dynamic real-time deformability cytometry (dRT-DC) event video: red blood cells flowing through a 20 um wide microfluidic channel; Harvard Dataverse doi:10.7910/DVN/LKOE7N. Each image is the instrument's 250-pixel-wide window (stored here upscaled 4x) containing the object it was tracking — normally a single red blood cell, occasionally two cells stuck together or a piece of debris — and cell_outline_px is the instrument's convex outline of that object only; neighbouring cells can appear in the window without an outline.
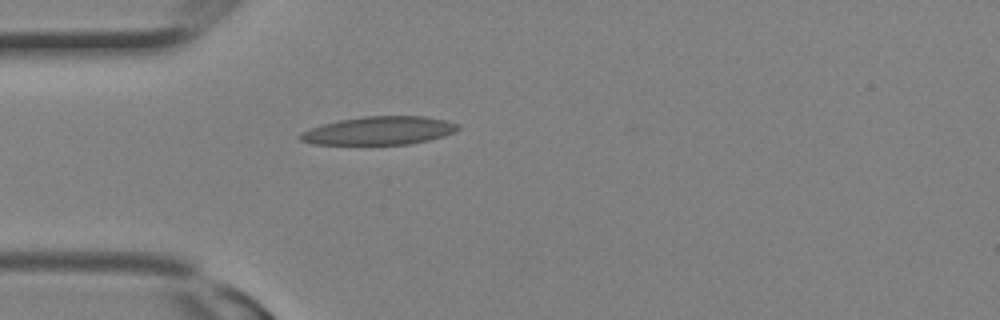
{"species": "Egyptian fruit bat (a non-hibernating species)", "species_latin": "Rousettus aegyptiacus", "temperature_condition": "room temperature", "stored_images_in_passage": 2, "camera_frame_rate_fps": 3000, "um_per_image_px": 0.085, "animal": {"sex": "female"}, "frame": {"image": 1, "passage_image": 2, "time_ms": 0.333, "image_size_px": [1000, 320], "cell_outline_px": [[460, 128], [456, 132], [444, 136], [428, 140], [408, 144], [312, 144], [300, 140], [296, 136], [300, 132], [324, 124], [340, 120], [364, 116], [424, 116], [444, 120], [460, 124]], "centroid_in_image_um": [32.24, 11.1], "position_along_channel_um": 52.8, "area_um2": 25.95}}